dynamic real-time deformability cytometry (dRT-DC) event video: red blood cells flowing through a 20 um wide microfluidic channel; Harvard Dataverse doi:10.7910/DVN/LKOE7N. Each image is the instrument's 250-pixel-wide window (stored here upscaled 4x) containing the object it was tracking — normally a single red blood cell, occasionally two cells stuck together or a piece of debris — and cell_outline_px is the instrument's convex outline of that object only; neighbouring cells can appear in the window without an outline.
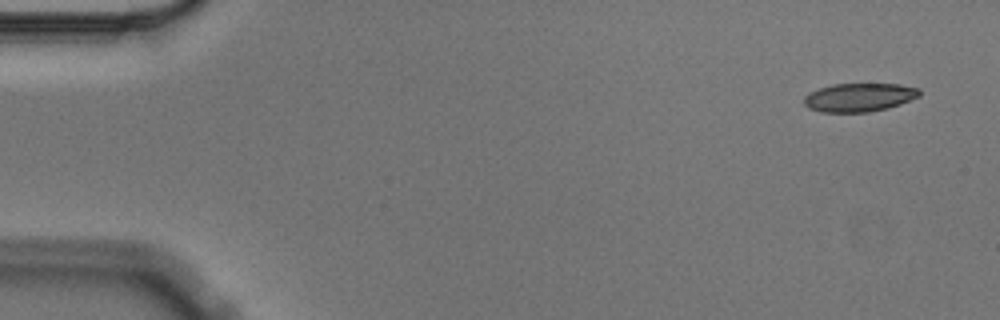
{"species": "Egyptian fruit bat (a non-hibernating species)", "species_latin": "Rousettus aegyptiacus", "temperature_condition": "cold", "stored_images_in_passage": 5, "segment_of_instrument_passage": [1, 2], "camera_frame_rate_fps": 3000, "um_per_image_px": 0.085, "animal": {"sex": "male"}, "frame": {"image": 1, "passage_image": 1, "time_ms": 0.0, "image_size_px": [1000, 320], "cell_outline_px": [[920, 96], [900, 104], [888, 108], [868, 112], [820, 112], [808, 108], [804, 104], [804, 96], [808, 92], [832, 84], [900, 84], [920, 88]], "centroid_in_image_um": [73.02, 8.27], "position_along_channel_um": 12.0, "area_um2": 19.31}}
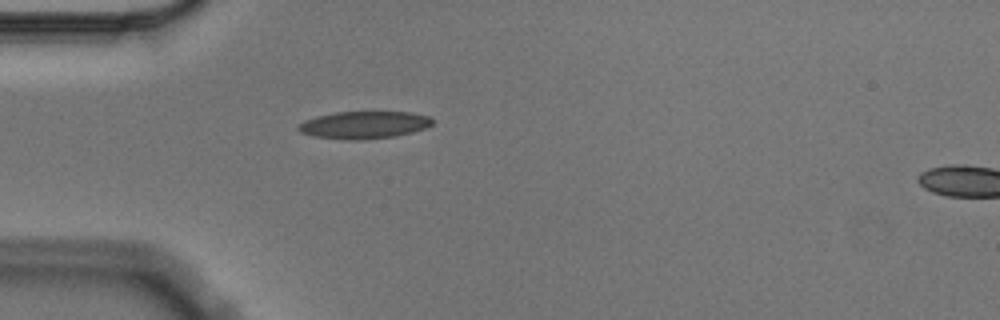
{"frame": {"image": 2, "passage_image": 4, "time_ms": 1.0, "image_size_px": [1000, 320], "cell_outline_px": [[432, 124], [424, 128], [412, 132], [396, 136], [364, 140], [348, 140], [312, 136], [300, 132], [296, 128], [296, 124], [304, 120], [316, 116], [336, 112], [412, 112], [428, 116], [432, 120]], "centroid_in_image_um": [30.88, 10.62], "position_along_channel_um": 54.1, "area_um2": 21.56}}